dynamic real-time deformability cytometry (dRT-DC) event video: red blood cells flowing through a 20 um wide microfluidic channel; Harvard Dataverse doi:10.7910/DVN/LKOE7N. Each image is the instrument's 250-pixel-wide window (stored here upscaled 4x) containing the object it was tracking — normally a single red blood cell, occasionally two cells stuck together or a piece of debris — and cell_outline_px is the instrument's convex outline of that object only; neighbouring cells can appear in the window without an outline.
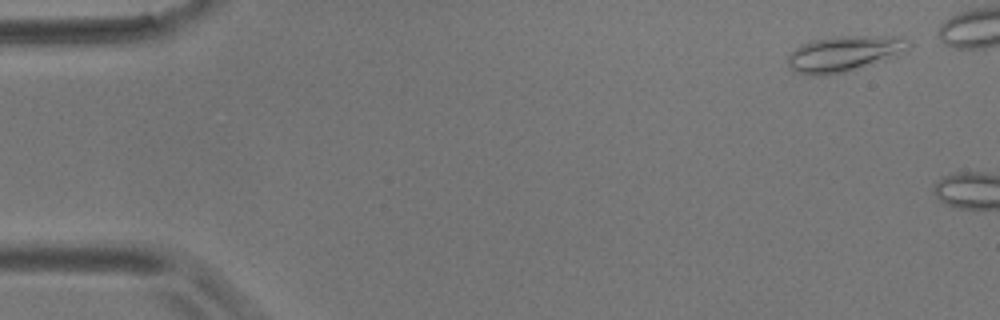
{"species": "common noctule bat (a hibernating species)", "species_latin": "Nyctalus noctula", "temperature_condition": "room temperature", "stored_images_in_passage": 2, "camera_frame_rate_fps": 3000, "um_per_image_px": 0.085, "animal": {"sex": "male", "body_mass_g": 17.9}, "frame": {"image": 1, "passage_image": 1, "time_ms": 0.0, "image_size_px": [1000, 320], "cell_outline_px": [[912, 44], [908, 48], [896, 56], [844, 72], [796, 72], [788, 64], [788, 56], [796, 48], [812, 40], [840, 36], [908, 36]], "centroid_in_image_um": [71.88, 4.49], "position_along_channel_um": 13.1, "area_um2": 24.16}}